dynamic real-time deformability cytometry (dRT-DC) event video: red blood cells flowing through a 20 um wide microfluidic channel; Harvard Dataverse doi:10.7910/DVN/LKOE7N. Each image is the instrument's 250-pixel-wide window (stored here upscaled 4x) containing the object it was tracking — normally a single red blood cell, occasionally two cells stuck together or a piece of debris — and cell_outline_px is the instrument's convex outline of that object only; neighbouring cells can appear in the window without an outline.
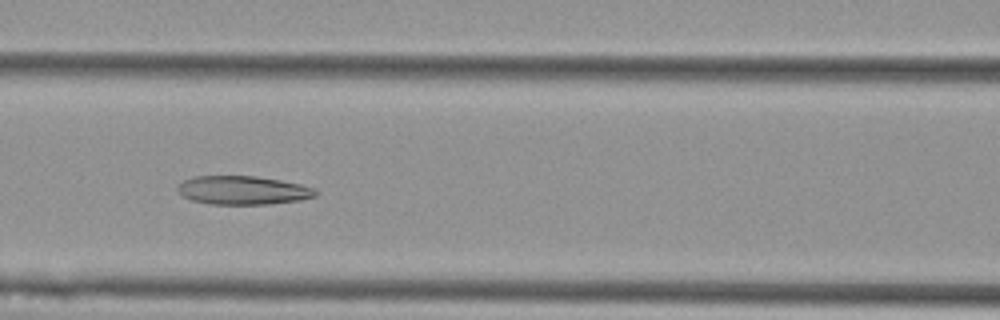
{"species": "Egyptian fruit bat (a non-hibernating species)", "species_latin": "Rousettus aegyptiacus", "temperature_condition": "cold", "stored_images_in_passage": 57, "camera_frame_rate_fps": 3000, "um_per_image_px": 0.085, "animal": {"sex": "female"}, "frame": {"image": 1, "passage_image": 25, "time_ms": 8.0, "image_size_px": [1000, 320], "cell_outline_px": [[320, 192], [316, 196], [300, 200], [272, 204], [208, 204], [192, 200], [184, 196], [176, 188], [184, 180], [192, 176], [256, 176], [280, 180], [300, 184], [316, 188]], "centroid_in_image_um": [20.69, 16.17], "position_along_channel_um": 145.9, "area_um2": 23.12}}
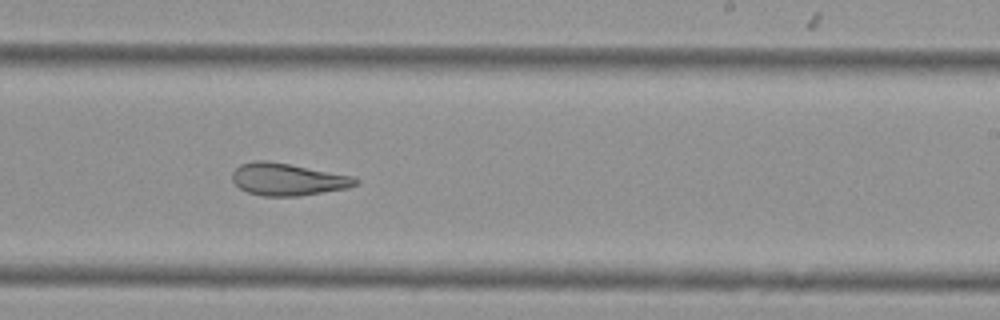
{"frame": {"image": 2, "passage_image": 35, "time_ms": 11.333, "image_size_px": [1000, 320], "cell_outline_px": [[360, 180], [356, 184], [348, 188], [300, 196], [264, 196], [248, 192], [240, 188], [232, 180], [232, 172], [240, 164], [256, 160], [268, 160], [352, 176]], "centroid_in_image_um": [24.44, 15.24], "position_along_channel_um": 264.6, "area_um2": 23.06}}
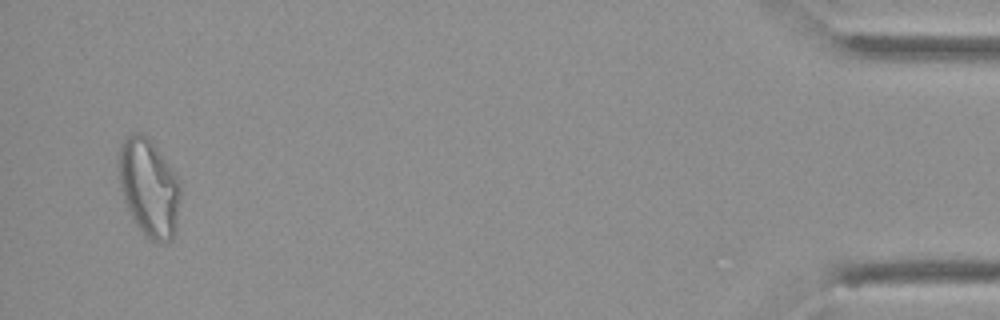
{"frame": {"image": 3, "passage_image": 55, "time_ms": 18.0, "image_size_px": [1000, 320], "cell_outline_px": [[180, 192], [176, 232], [172, 240], [148, 240], [144, 236], [136, 224], [124, 200], [120, 184], [120, 148], [124, 140], [128, 136], [136, 132], [140, 132], [148, 136], [152, 140], [176, 176], [180, 184]], "centroid_in_image_um": [12.68, 15.96], "position_along_channel_um": 422.5, "area_um2": 34.62}, "authors_computed_cell_mechanics": {"area_um2": 28.0908, "velocity_mm_per_s": 3.5764, "shape_relaxation_time_tau1_ms": null, "shape_relaxation_time_tau2_ms": 2.4184, "deformation_change_tau1": null, "deformation_change_tau2": 0.11}}